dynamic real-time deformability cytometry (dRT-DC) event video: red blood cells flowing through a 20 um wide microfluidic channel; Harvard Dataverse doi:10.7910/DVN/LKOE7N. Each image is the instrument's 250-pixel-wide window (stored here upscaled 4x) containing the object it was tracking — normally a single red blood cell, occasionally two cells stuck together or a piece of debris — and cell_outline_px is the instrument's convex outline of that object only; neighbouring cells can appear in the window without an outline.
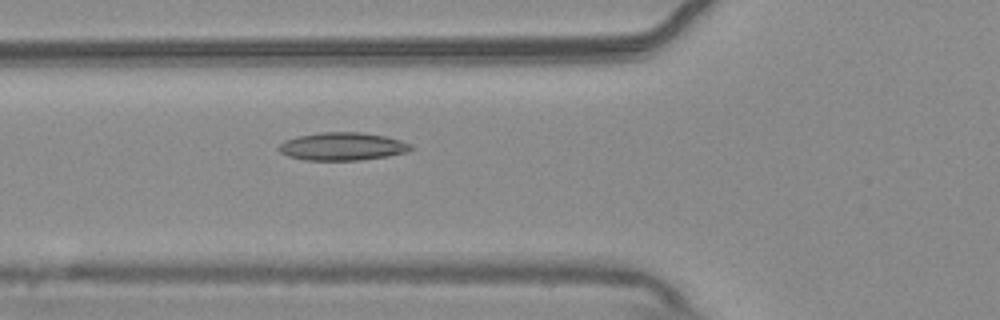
{"species": "common noctule bat (a hibernating species)", "species_latin": "Nyctalus noctula", "temperature_condition": "warm", "stored_images_in_passage": 35, "camera_frame_rate_fps": 3000, "um_per_image_px": 0.085, "animal": {"sex": "male", "body_mass_g": 20.4}, "frame": {"image": 1, "passage_image": 7, "time_ms": 2.0, "image_size_px": [1000, 320], "cell_outline_px": [[412, 148], [408, 152], [388, 156], [360, 160], [304, 160], [288, 156], [280, 152], [276, 148], [284, 140], [296, 136], [320, 132], [360, 132], [384, 136], [400, 140], [412, 144]], "centroid_in_image_um": [29.08, 12.44], "position_along_channel_um": 96.7, "area_um2": 21.62}}
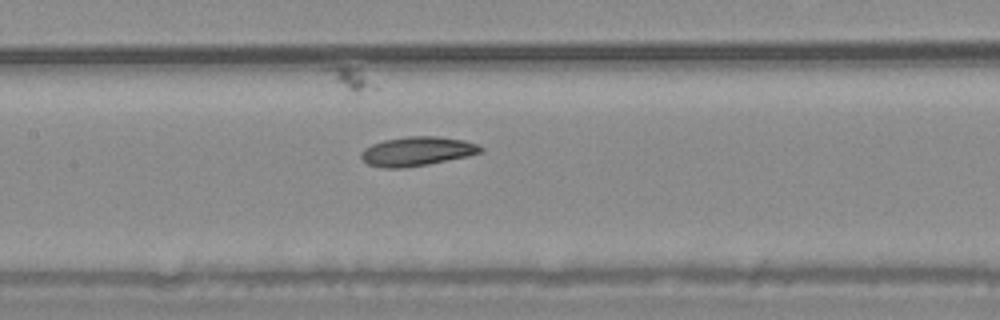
{"frame": {"image": 2, "passage_image": 13, "time_ms": 4.0, "image_size_px": [1000, 320], "cell_outline_px": [[484, 152], [468, 156], [428, 164], [404, 168], [384, 168], [368, 164], [360, 156], [360, 152], [364, 148], [372, 144], [384, 140], [408, 136], [436, 136], [464, 140], [476, 144], [484, 148]], "centroid_in_image_um": [35.45, 12.86], "position_along_channel_um": 171.9, "area_um2": 20.35}}
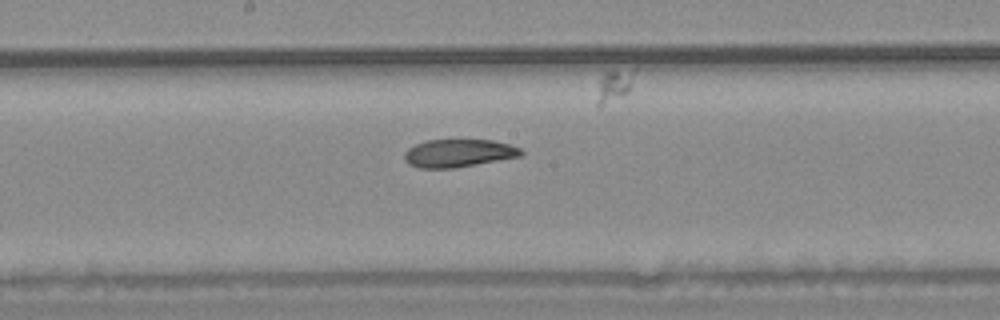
{"frame": {"image": 3, "passage_image": 16, "time_ms": 5.0, "image_size_px": [1000, 320], "cell_outline_px": [[524, 152], [520, 156], [476, 164], [452, 168], [420, 168], [408, 164], [404, 160], [404, 152], [408, 148], [424, 140], [492, 140], [508, 144], [520, 148]], "centroid_in_image_um": [38.93, 13.01], "position_along_channel_um": 209.3, "area_um2": 18.84}, "authors_computed_cell_mechanics": {"area_um2": 19.7098, "velocity_mm_per_s": 3.7365, "shape_relaxation_time_tau1_ms": null, "shape_relaxation_time_tau2_ms": 5.8597, "deformation_change_tau1": null, "deformation_change_tau2": 0.1155}}